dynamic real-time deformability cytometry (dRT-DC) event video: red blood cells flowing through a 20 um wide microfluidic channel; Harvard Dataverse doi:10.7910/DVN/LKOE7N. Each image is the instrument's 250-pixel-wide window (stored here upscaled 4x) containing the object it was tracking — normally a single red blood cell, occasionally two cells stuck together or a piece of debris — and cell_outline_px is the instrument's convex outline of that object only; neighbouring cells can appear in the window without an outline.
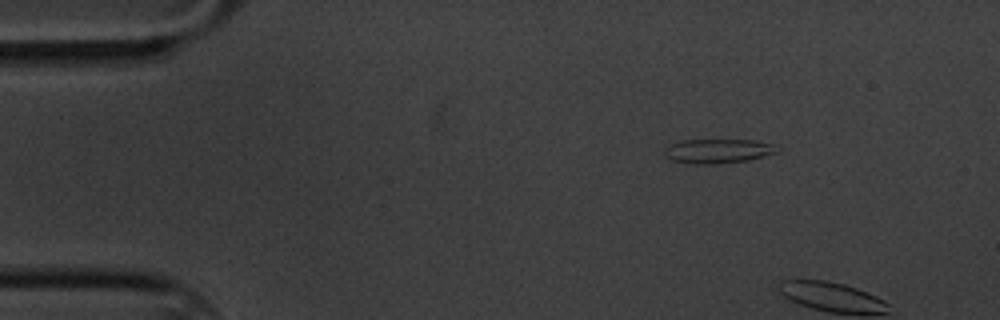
{"species": "common noctule bat (a hibernating species)", "species_latin": "Nyctalus noctula", "temperature_condition": "cold", "stored_images_in_passage": 3, "camera_frame_rate_fps": 3000, "um_per_image_px": 0.085, "animal": {"sex": "male", "body_mass_g": 20.1, "forearm_length_mm": 53.5}, "frame": {"image": 1, "passage_image": 1, "time_ms": 0.0, "image_size_px": [1000, 320], "cell_outline_px": [[780, 152], [748, 160], [708, 164], [696, 164], [672, 160], [664, 156], [664, 152], [672, 144], [684, 140], [756, 140], [772, 144], [780, 148]], "centroid_in_image_um": [61.09, 12.83], "position_along_channel_um": 23.9, "area_um2": 15.78}}